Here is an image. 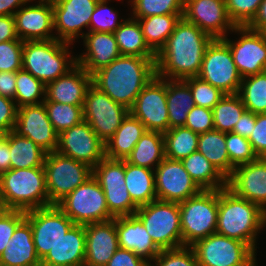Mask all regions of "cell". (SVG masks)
<instances>
[{
  "mask_svg": "<svg viewBox=\"0 0 266 266\" xmlns=\"http://www.w3.org/2000/svg\"><path fill=\"white\" fill-rule=\"evenodd\" d=\"M0 190L5 209L27 212L49 206L44 167L2 173Z\"/></svg>",
  "mask_w": 266,
  "mask_h": 266,
  "instance_id": "obj_4",
  "label": "cell"
},
{
  "mask_svg": "<svg viewBox=\"0 0 266 266\" xmlns=\"http://www.w3.org/2000/svg\"><path fill=\"white\" fill-rule=\"evenodd\" d=\"M248 140L256 155L266 158V113L256 114L255 127Z\"/></svg>",
  "mask_w": 266,
  "mask_h": 266,
  "instance_id": "obj_54",
  "label": "cell"
},
{
  "mask_svg": "<svg viewBox=\"0 0 266 266\" xmlns=\"http://www.w3.org/2000/svg\"><path fill=\"white\" fill-rule=\"evenodd\" d=\"M156 58L120 56L92 75V84L130 110L142 89L156 76Z\"/></svg>",
  "mask_w": 266,
  "mask_h": 266,
  "instance_id": "obj_2",
  "label": "cell"
},
{
  "mask_svg": "<svg viewBox=\"0 0 266 266\" xmlns=\"http://www.w3.org/2000/svg\"><path fill=\"white\" fill-rule=\"evenodd\" d=\"M108 1L111 0H99L96 4L91 16L89 31L114 33L123 23L122 21L118 22L117 11L107 7L106 3H108Z\"/></svg>",
  "mask_w": 266,
  "mask_h": 266,
  "instance_id": "obj_49",
  "label": "cell"
},
{
  "mask_svg": "<svg viewBox=\"0 0 266 266\" xmlns=\"http://www.w3.org/2000/svg\"><path fill=\"white\" fill-rule=\"evenodd\" d=\"M116 231L120 248L132 251L150 264L161 251L135 215L116 217Z\"/></svg>",
  "mask_w": 266,
  "mask_h": 266,
  "instance_id": "obj_26",
  "label": "cell"
},
{
  "mask_svg": "<svg viewBox=\"0 0 266 266\" xmlns=\"http://www.w3.org/2000/svg\"><path fill=\"white\" fill-rule=\"evenodd\" d=\"M5 134L0 131V141L4 138Z\"/></svg>",
  "mask_w": 266,
  "mask_h": 266,
  "instance_id": "obj_65",
  "label": "cell"
},
{
  "mask_svg": "<svg viewBox=\"0 0 266 266\" xmlns=\"http://www.w3.org/2000/svg\"><path fill=\"white\" fill-rule=\"evenodd\" d=\"M84 120L97 136L106 143L121 126L129 110L116 103L93 84L88 88L83 106Z\"/></svg>",
  "mask_w": 266,
  "mask_h": 266,
  "instance_id": "obj_12",
  "label": "cell"
},
{
  "mask_svg": "<svg viewBox=\"0 0 266 266\" xmlns=\"http://www.w3.org/2000/svg\"><path fill=\"white\" fill-rule=\"evenodd\" d=\"M125 184L137 207L157 200L154 170L135 166L125 160Z\"/></svg>",
  "mask_w": 266,
  "mask_h": 266,
  "instance_id": "obj_31",
  "label": "cell"
},
{
  "mask_svg": "<svg viewBox=\"0 0 266 266\" xmlns=\"http://www.w3.org/2000/svg\"><path fill=\"white\" fill-rule=\"evenodd\" d=\"M16 92V72H0V95L14 100Z\"/></svg>",
  "mask_w": 266,
  "mask_h": 266,
  "instance_id": "obj_58",
  "label": "cell"
},
{
  "mask_svg": "<svg viewBox=\"0 0 266 266\" xmlns=\"http://www.w3.org/2000/svg\"><path fill=\"white\" fill-rule=\"evenodd\" d=\"M165 157L182 160L198 150L199 134L185 126L169 129L163 134Z\"/></svg>",
  "mask_w": 266,
  "mask_h": 266,
  "instance_id": "obj_38",
  "label": "cell"
},
{
  "mask_svg": "<svg viewBox=\"0 0 266 266\" xmlns=\"http://www.w3.org/2000/svg\"><path fill=\"white\" fill-rule=\"evenodd\" d=\"M121 56L156 58V53L145 41L138 19L129 18L114 32Z\"/></svg>",
  "mask_w": 266,
  "mask_h": 266,
  "instance_id": "obj_32",
  "label": "cell"
},
{
  "mask_svg": "<svg viewBox=\"0 0 266 266\" xmlns=\"http://www.w3.org/2000/svg\"><path fill=\"white\" fill-rule=\"evenodd\" d=\"M85 225L74 224L41 260V266H84Z\"/></svg>",
  "mask_w": 266,
  "mask_h": 266,
  "instance_id": "obj_27",
  "label": "cell"
},
{
  "mask_svg": "<svg viewBox=\"0 0 266 266\" xmlns=\"http://www.w3.org/2000/svg\"><path fill=\"white\" fill-rule=\"evenodd\" d=\"M256 114L245 110L240 116L238 122L233 127V133L239 134L242 137L249 138L253 127H255Z\"/></svg>",
  "mask_w": 266,
  "mask_h": 266,
  "instance_id": "obj_57",
  "label": "cell"
},
{
  "mask_svg": "<svg viewBox=\"0 0 266 266\" xmlns=\"http://www.w3.org/2000/svg\"><path fill=\"white\" fill-rule=\"evenodd\" d=\"M100 186L105 194L107 208L114 218L135 214L138 207L130 198L126 184Z\"/></svg>",
  "mask_w": 266,
  "mask_h": 266,
  "instance_id": "obj_43",
  "label": "cell"
},
{
  "mask_svg": "<svg viewBox=\"0 0 266 266\" xmlns=\"http://www.w3.org/2000/svg\"><path fill=\"white\" fill-rule=\"evenodd\" d=\"M263 0H225L230 20L235 26H248L256 17Z\"/></svg>",
  "mask_w": 266,
  "mask_h": 266,
  "instance_id": "obj_48",
  "label": "cell"
},
{
  "mask_svg": "<svg viewBox=\"0 0 266 266\" xmlns=\"http://www.w3.org/2000/svg\"><path fill=\"white\" fill-rule=\"evenodd\" d=\"M248 27L255 31L266 32V0L261 2L256 17Z\"/></svg>",
  "mask_w": 266,
  "mask_h": 266,
  "instance_id": "obj_60",
  "label": "cell"
},
{
  "mask_svg": "<svg viewBox=\"0 0 266 266\" xmlns=\"http://www.w3.org/2000/svg\"><path fill=\"white\" fill-rule=\"evenodd\" d=\"M266 226V212L235 195L227 187L218 190L216 233L248 244L256 251V236Z\"/></svg>",
  "mask_w": 266,
  "mask_h": 266,
  "instance_id": "obj_3",
  "label": "cell"
},
{
  "mask_svg": "<svg viewBox=\"0 0 266 266\" xmlns=\"http://www.w3.org/2000/svg\"><path fill=\"white\" fill-rule=\"evenodd\" d=\"M38 2L20 7L13 15L17 36L22 41L56 39L51 34L54 30L52 0Z\"/></svg>",
  "mask_w": 266,
  "mask_h": 266,
  "instance_id": "obj_22",
  "label": "cell"
},
{
  "mask_svg": "<svg viewBox=\"0 0 266 266\" xmlns=\"http://www.w3.org/2000/svg\"><path fill=\"white\" fill-rule=\"evenodd\" d=\"M184 80L190 87L195 106L213 109L225 95L219 89L200 79L198 76L189 77Z\"/></svg>",
  "mask_w": 266,
  "mask_h": 266,
  "instance_id": "obj_47",
  "label": "cell"
},
{
  "mask_svg": "<svg viewBox=\"0 0 266 266\" xmlns=\"http://www.w3.org/2000/svg\"><path fill=\"white\" fill-rule=\"evenodd\" d=\"M234 31L241 35L237 42L227 36L222 40L229 46L241 77L266 71V33L252 30L248 26H236Z\"/></svg>",
  "mask_w": 266,
  "mask_h": 266,
  "instance_id": "obj_14",
  "label": "cell"
},
{
  "mask_svg": "<svg viewBox=\"0 0 266 266\" xmlns=\"http://www.w3.org/2000/svg\"><path fill=\"white\" fill-rule=\"evenodd\" d=\"M129 112L139 119L147 131L165 133L169 130L166 101V79L155 76L137 96Z\"/></svg>",
  "mask_w": 266,
  "mask_h": 266,
  "instance_id": "obj_15",
  "label": "cell"
},
{
  "mask_svg": "<svg viewBox=\"0 0 266 266\" xmlns=\"http://www.w3.org/2000/svg\"><path fill=\"white\" fill-rule=\"evenodd\" d=\"M183 14L153 15L138 19L148 46L157 54L165 45Z\"/></svg>",
  "mask_w": 266,
  "mask_h": 266,
  "instance_id": "obj_37",
  "label": "cell"
},
{
  "mask_svg": "<svg viewBox=\"0 0 266 266\" xmlns=\"http://www.w3.org/2000/svg\"><path fill=\"white\" fill-rule=\"evenodd\" d=\"M10 40H20L16 33L14 16L0 15V43Z\"/></svg>",
  "mask_w": 266,
  "mask_h": 266,
  "instance_id": "obj_59",
  "label": "cell"
},
{
  "mask_svg": "<svg viewBox=\"0 0 266 266\" xmlns=\"http://www.w3.org/2000/svg\"><path fill=\"white\" fill-rule=\"evenodd\" d=\"M99 0H52L54 29L57 40L73 43L85 35L82 29L88 28L94 8Z\"/></svg>",
  "mask_w": 266,
  "mask_h": 266,
  "instance_id": "obj_18",
  "label": "cell"
},
{
  "mask_svg": "<svg viewBox=\"0 0 266 266\" xmlns=\"http://www.w3.org/2000/svg\"><path fill=\"white\" fill-rule=\"evenodd\" d=\"M91 85L92 75L76 64L66 74L46 85L44 101L84 105L86 92Z\"/></svg>",
  "mask_w": 266,
  "mask_h": 266,
  "instance_id": "obj_24",
  "label": "cell"
},
{
  "mask_svg": "<svg viewBox=\"0 0 266 266\" xmlns=\"http://www.w3.org/2000/svg\"><path fill=\"white\" fill-rule=\"evenodd\" d=\"M17 109L14 100L0 95V131L5 135L14 130Z\"/></svg>",
  "mask_w": 266,
  "mask_h": 266,
  "instance_id": "obj_55",
  "label": "cell"
},
{
  "mask_svg": "<svg viewBox=\"0 0 266 266\" xmlns=\"http://www.w3.org/2000/svg\"><path fill=\"white\" fill-rule=\"evenodd\" d=\"M257 254H255L247 263H245L242 266H257V260H256V256Z\"/></svg>",
  "mask_w": 266,
  "mask_h": 266,
  "instance_id": "obj_63",
  "label": "cell"
},
{
  "mask_svg": "<svg viewBox=\"0 0 266 266\" xmlns=\"http://www.w3.org/2000/svg\"><path fill=\"white\" fill-rule=\"evenodd\" d=\"M198 151L227 179L234 167L230 164L226 148V133L212 130L199 134Z\"/></svg>",
  "mask_w": 266,
  "mask_h": 266,
  "instance_id": "obj_36",
  "label": "cell"
},
{
  "mask_svg": "<svg viewBox=\"0 0 266 266\" xmlns=\"http://www.w3.org/2000/svg\"><path fill=\"white\" fill-rule=\"evenodd\" d=\"M57 206L75 224L86 225L114 219L107 208L103 189L93 176L63 198Z\"/></svg>",
  "mask_w": 266,
  "mask_h": 266,
  "instance_id": "obj_8",
  "label": "cell"
},
{
  "mask_svg": "<svg viewBox=\"0 0 266 266\" xmlns=\"http://www.w3.org/2000/svg\"><path fill=\"white\" fill-rule=\"evenodd\" d=\"M26 218V212L4 209L0 212V255L8 247L17 226Z\"/></svg>",
  "mask_w": 266,
  "mask_h": 266,
  "instance_id": "obj_52",
  "label": "cell"
},
{
  "mask_svg": "<svg viewBox=\"0 0 266 266\" xmlns=\"http://www.w3.org/2000/svg\"><path fill=\"white\" fill-rule=\"evenodd\" d=\"M5 209L3 201H2V197H1V190H0V212L3 211Z\"/></svg>",
  "mask_w": 266,
  "mask_h": 266,
  "instance_id": "obj_64",
  "label": "cell"
},
{
  "mask_svg": "<svg viewBox=\"0 0 266 266\" xmlns=\"http://www.w3.org/2000/svg\"><path fill=\"white\" fill-rule=\"evenodd\" d=\"M129 2L133 7L132 18L184 13V0H130Z\"/></svg>",
  "mask_w": 266,
  "mask_h": 266,
  "instance_id": "obj_44",
  "label": "cell"
},
{
  "mask_svg": "<svg viewBox=\"0 0 266 266\" xmlns=\"http://www.w3.org/2000/svg\"><path fill=\"white\" fill-rule=\"evenodd\" d=\"M226 148L229 154L230 164L234 168L259 158L254 152L248 138L233 132L226 133Z\"/></svg>",
  "mask_w": 266,
  "mask_h": 266,
  "instance_id": "obj_45",
  "label": "cell"
},
{
  "mask_svg": "<svg viewBox=\"0 0 266 266\" xmlns=\"http://www.w3.org/2000/svg\"><path fill=\"white\" fill-rule=\"evenodd\" d=\"M213 38L183 17L156 54V76L186 79L198 76L205 50Z\"/></svg>",
  "mask_w": 266,
  "mask_h": 266,
  "instance_id": "obj_1",
  "label": "cell"
},
{
  "mask_svg": "<svg viewBox=\"0 0 266 266\" xmlns=\"http://www.w3.org/2000/svg\"><path fill=\"white\" fill-rule=\"evenodd\" d=\"M214 130L229 133L246 110L238 94L224 95L213 107Z\"/></svg>",
  "mask_w": 266,
  "mask_h": 266,
  "instance_id": "obj_40",
  "label": "cell"
},
{
  "mask_svg": "<svg viewBox=\"0 0 266 266\" xmlns=\"http://www.w3.org/2000/svg\"><path fill=\"white\" fill-rule=\"evenodd\" d=\"M9 142L3 138L0 141V175L11 169Z\"/></svg>",
  "mask_w": 266,
  "mask_h": 266,
  "instance_id": "obj_61",
  "label": "cell"
},
{
  "mask_svg": "<svg viewBox=\"0 0 266 266\" xmlns=\"http://www.w3.org/2000/svg\"><path fill=\"white\" fill-rule=\"evenodd\" d=\"M13 131L32 140L46 153L57 150L59 134L48 119L44 103L18 108Z\"/></svg>",
  "mask_w": 266,
  "mask_h": 266,
  "instance_id": "obj_20",
  "label": "cell"
},
{
  "mask_svg": "<svg viewBox=\"0 0 266 266\" xmlns=\"http://www.w3.org/2000/svg\"><path fill=\"white\" fill-rule=\"evenodd\" d=\"M23 44L22 40L0 43V72H17L22 69Z\"/></svg>",
  "mask_w": 266,
  "mask_h": 266,
  "instance_id": "obj_51",
  "label": "cell"
},
{
  "mask_svg": "<svg viewBox=\"0 0 266 266\" xmlns=\"http://www.w3.org/2000/svg\"><path fill=\"white\" fill-rule=\"evenodd\" d=\"M59 154L87 164L92 169L105 158V143L83 120L58 136Z\"/></svg>",
  "mask_w": 266,
  "mask_h": 266,
  "instance_id": "obj_16",
  "label": "cell"
},
{
  "mask_svg": "<svg viewBox=\"0 0 266 266\" xmlns=\"http://www.w3.org/2000/svg\"><path fill=\"white\" fill-rule=\"evenodd\" d=\"M182 246H192L198 240L216 233L218 190H202L179 203Z\"/></svg>",
  "mask_w": 266,
  "mask_h": 266,
  "instance_id": "obj_6",
  "label": "cell"
},
{
  "mask_svg": "<svg viewBox=\"0 0 266 266\" xmlns=\"http://www.w3.org/2000/svg\"><path fill=\"white\" fill-rule=\"evenodd\" d=\"M145 131L144 124L129 112L115 134L105 143V157L126 160Z\"/></svg>",
  "mask_w": 266,
  "mask_h": 266,
  "instance_id": "obj_29",
  "label": "cell"
},
{
  "mask_svg": "<svg viewBox=\"0 0 266 266\" xmlns=\"http://www.w3.org/2000/svg\"><path fill=\"white\" fill-rule=\"evenodd\" d=\"M238 95L246 110L266 113V71L242 78Z\"/></svg>",
  "mask_w": 266,
  "mask_h": 266,
  "instance_id": "obj_39",
  "label": "cell"
},
{
  "mask_svg": "<svg viewBox=\"0 0 266 266\" xmlns=\"http://www.w3.org/2000/svg\"><path fill=\"white\" fill-rule=\"evenodd\" d=\"M106 266H150V263L132 251L119 247Z\"/></svg>",
  "mask_w": 266,
  "mask_h": 266,
  "instance_id": "obj_56",
  "label": "cell"
},
{
  "mask_svg": "<svg viewBox=\"0 0 266 266\" xmlns=\"http://www.w3.org/2000/svg\"><path fill=\"white\" fill-rule=\"evenodd\" d=\"M43 103L48 119L58 134L84 120V105H71L53 101H44Z\"/></svg>",
  "mask_w": 266,
  "mask_h": 266,
  "instance_id": "obj_42",
  "label": "cell"
},
{
  "mask_svg": "<svg viewBox=\"0 0 266 266\" xmlns=\"http://www.w3.org/2000/svg\"><path fill=\"white\" fill-rule=\"evenodd\" d=\"M84 266H106L119 248L116 218L85 225Z\"/></svg>",
  "mask_w": 266,
  "mask_h": 266,
  "instance_id": "obj_23",
  "label": "cell"
},
{
  "mask_svg": "<svg viewBox=\"0 0 266 266\" xmlns=\"http://www.w3.org/2000/svg\"><path fill=\"white\" fill-rule=\"evenodd\" d=\"M227 188L266 212V158L235 167L227 178Z\"/></svg>",
  "mask_w": 266,
  "mask_h": 266,
  "instance_id": "obj_21",
  "label": "cell"
},
{
  "mask_svg": "<svg viewBox=\"0 0 266 266\" xmlns=\"http://www.w3.org/2000/svg\"><path fill=\"white\" fill-rule=\"evenodd\" d=\"M31 1L32 0H0V15L13 16L17 8L19 9L22 6H26V4Z\"/></svg>",
  "mask_w": 266,
  "mask_h": 266,
  "instance_id": "obj_62",
  "label": "cell"
},
{
  "mask_svg": "<svg viewBox=\"0 0 266 266\" xmlns=\"http://www.w3.org/2000/svg\"><path fill=\"white\" fill-rule=\"evenodd\" d=\"M99 185L125 184V160L105 157L92 169Z\"/></svg>",
  "mask_w": 266,
  "mask_h": 266,
  "instance_id": "obj_46",
  "label": "cell"
},
{
  "mask_svg": "<svg viewBox=\"0 0 266 266\" xmlns=\"http://www.w3.org/2000/svg\"><path fill=\"white\" fill-rule=\"evenodd\" d=\"M154 173L157 200L181 203L202 191L185 170L181 160L165 157Z\"/></svg>",
  "mask_w": 266,
  "mask_h": 266,
  "instance_id": "obj_17",
  "label": "cell"
},
{
  "mask_svg": "<svg viewBox=\"0 0 266 266\" xmlns=\"http://www.w3.org/2000/svg\"><path fill=\"white\" fill-rule=\"evenodd\" d=\"M185 127L197 134L214 130L213 110L194 106L187 115Z\"/></svg>",
  "mask_w": 266,
  "mask_h": 266,
  "instance_id": "obj_53",
  "label": "cell"
},
{
  "mask_svg": "<svg viewBox=\"0 0 266 266\" xmlns=\"http://www.w3.org/2000/svg\"><path fill=\"white\" fill-rule=\"evenodd\" d=\"M185 170L202 190L227 187V179L198 150L181 160Z\"/></svg>",
  "mask_w": 266,
  "mask_h": 266,
  "instance_id": "obj_33",
  "label": "cell"
},
{
  "mask_svg": "<svg viewBox=\"0 0 266 266\" xmlns=\"http://www.w3.org/2000/svg\"><path fill=\"white\" fill-rule=\"evenodd\" d=\"M49 206L63 198L92 176V168L57 151L46 153L44 159Z\"/></svg>",
  "mask_w": 266,
  "mask_h": 266,
  "instance_id": "obj_9",
  "label": "cell"
},
{
  "mask_svg": "<svg viewBox=\"0 0 266 266\" xmlns=\"http://www.w3.org/2000/svg\"><path fill=\"white\" fill-rule=\"evenodd\" d=\"M160 250L182 246L179 203L154 200L134 214Z\"/></svg>",
  "mask_w": 266,
  "mask_h": 266,
  "instance_id": "obj_7",
  "label": "cell"
},
{
  "mask_svg": "<svg viewBox=\"0 0 266 266\" xmlns=\"http://www.w3.org/2000/svg\"><path fill=\"white\" fill-rule=\"evenodd\" d=\"M165 158L163 133L145 131L126 161L132 165L154 170ZM154 166V168H153Z\"/></svg>",
  "mask_w": 266,
  "mask_h": 266,
  "instance_id": "obj_34",
  "label": "cell"
},
{
  "mask_svg": "<svg viewBox=\"0 0 266 266\" xmlns=\"http://www.w3.org/2000/svg\"><path fill=\"white\" fill-rule=\"evenodd\" d=\"M150 266H200L191 246L161 250Z\"/></svg>",
  "mask_w": 266,
  "mask_h": 266,
  "instance_id": "obj_50",
  "label": "cell"
},
{
  "mask_svg": "<svg viewBox=\"0 0 266 266\" xmlns=\"http://www.w3.org/2000/svg\"><path fill=\"white\" fill-rule=\"evenodd\" d=\"M69 45L57 39L24 41L22 69L47 85L77 64Z\"/></svg>",
  "mask_w": 266,
  "mask_h": 266,
  "instance_id": "obj_5",
  "label": "cell"
},
{
  "mask_svg": "<svg viewBox=\"0 0 266 266\" xmlns=\"http://www.w3.org/2000/svg\"><path fill=\"white\" fill-rule=\"evenodd\" d=\"M0 266H41L33 242L32 228L26 218L17 226L8 247L0 255Z\"/></svg>",
  "mask_w": 266,
  "mask_h": 266,
  "instance_id": "obj_28",
  "label": "cell"
},
{
  "mask_svg": "<svg viewBox=\"0 0 266 266\" xmlns=\"http://www.w3.org/2000/svg\"><path fill=\"white\" fill-rule=\"evenodd\" d=\"M166 101L169 129L185 126L187 115L195 106L188 83L182 79H166Z\"/></svg>",
  "mask_w": 266,
  "mask_h": 266,
  "instance_id": "obj_30",
  "label": "cell"
},
{
  "mask_svg": "<svg viewBox=\"0 0 266 266\" xmlns=\"http://www.w3.org/2000/svg\"><path fill=\"white\" fill-rule=\"evenodd\" d=\"M183 18L213 39L226 37L236 27L228 16L225 0H184Z\"/></svg>",
  "mask_w": 266,
  "mask_h": 266,
  "instance_id": "obj_19",
  "label": "cell"
},
{
  "mask_svg": "<svg viewBox=\"0 0 266 266\" xmlns=\"http://www.w3.org/2000/svg\"><path fill=\"white\" fill-rule=\"evenodd\" d=\"M26 219L30 222L40 260L75 224L57 205L27 211Z\"/></svg>",
  "mask_w": 266,
  "mask_h": 266,
  "instance_id": "obj_13",
  "label": "cell"
},
{
  "mask_svg": "<svg viewBox=\"0 0 266 266\" xmlns=\"http://www.w3.org/2000/svg\"><path fill=\"white\" fill-rule=\"evenodd\" d=\"M191 248L200 266H242L256 253L248 244L218 233L198 240Z\"/></svg>",
  "mask_w": 266,
  "mask_h": 266,
  "instance_id": "obj_11",
  "label": "cell"
},
{
  "mask_svg": "<svg viewBox=\"0 0 266 266\" xmlns=\"http://www.w3.org/2000/svg\"><path fill=\"white\" fill-rule=\"evenodd\" d=\"M82 38L86 52L76 57V62L90 75L121 56L112 32L87 31Z\"/></svg>",
  "mask_w": 266,
  "mask_h": 266,
  "instance_id": "obj_25",
  "label": "cell"
},
{
  "mask_svg": "<svg viewBox=\"0 0 266 266\" xmlns=\"http://www.w3.org/2000/svg\"><path fill=\"white\" fill-rule=\"evenodd\" d=\"M198 77L225 95L238 94L242 77L229 46L222 39H213L207 46Z\"/></svg>",
  "mask_w": 266,
  "mask_h": 266,
  "instance_id": "obj_10",
  "label": "cell"
},
{
  "mask_svg": "<svg viewBox=\"0 0 266 266\" xmlns=\"http://www.w3.org/2000/svg\"><path fill=\"white\" fill-rule=\"evenodd\" d=\"M4 138L9 142L11 169L44 167L46 152L35 142L14 131L8 132Z\"/></svg>",
  "mask_w": 266,
  "mask_h": 266,
  "instance_id": "obj_35",
  "label": "cell"
},
{
  "mask_svg": "<svg viewBox=\"0 0 266 266\" xmlns=\"http://www.w3.org/2000/svg\"><path fill=\"white\" fill-rule=\"evenodd\" d=\"M45 89L46 85L41 80H38L24 69L18 70L16 72V92L14 97L17 108L43 103Z\"/></svg>",
  "mask_w": 266,
  "mask_h": 266,
  "instance_id": "obj_41",
  "label": "cell"
}]
</instances>
